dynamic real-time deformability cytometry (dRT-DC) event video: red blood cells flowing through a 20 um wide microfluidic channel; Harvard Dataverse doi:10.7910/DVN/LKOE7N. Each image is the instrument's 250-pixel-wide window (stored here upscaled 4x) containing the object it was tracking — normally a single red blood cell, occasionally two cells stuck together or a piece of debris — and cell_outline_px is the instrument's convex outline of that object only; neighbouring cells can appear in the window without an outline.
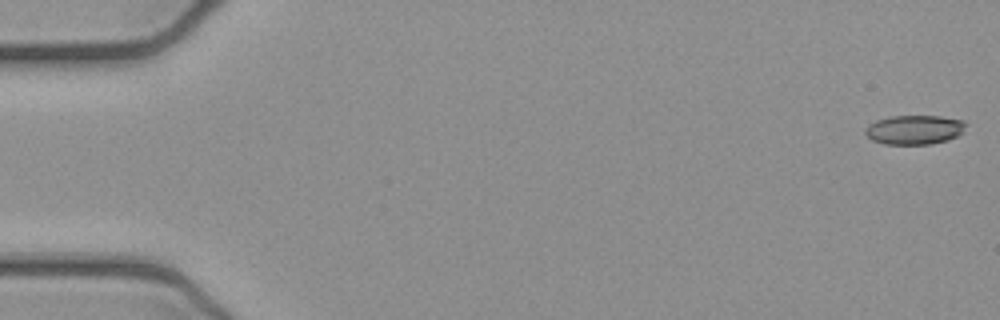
{"species": "common noctule bat (a hibernating species)", "species_latin": "Nyctalus noctula", "temperature_condition": "cold", "stored_images_in_passage": 52, "camera_frame_rate_fps": 3000, "um_per_image_px": 0.085, "animal": {"sex": "female", "body_mass_g": 21.9}, "frame": {"image": 1, "passage_image": 1, "time_ms": 0.0, "image_size_px": [1000, 320], "cell_outline_px": [[968, 124], [964, 132], [948, 140], [932, 144], [884, 144], [872, 140], [864, 132], [864, 128], [868, 124], [876, 120], [888, 116], [940, 116], [964, 120]], "centroid_in_image_um": [77.74, 11.02], "position_along_channel_um": 7.3, "area_um2": 17.46}}
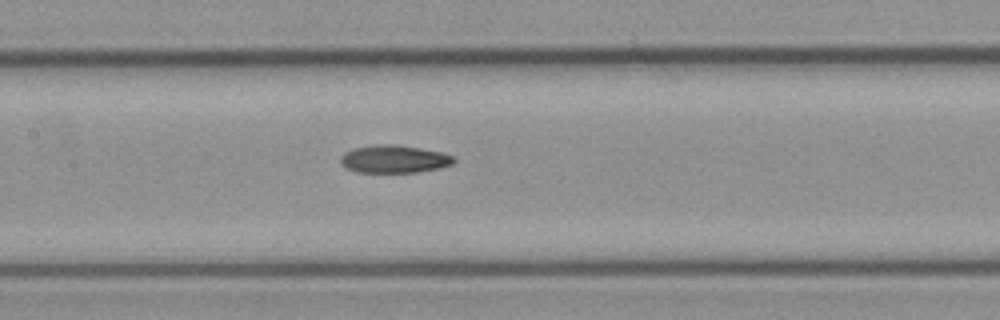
{"frame": {"image": 2, "passage_image": 25, "time_ms": 8.0, "image_size_px": [1000, 320], "cell_outline_px": [[456, 160], [452, 164], [440, 168], [416, 172], [356, 172], [340, 164], [340, 156], [344, 152], [352, 148], [380, 144], [392, 144], [420, 148], [444, 152], [456, 156]], "centroid_in_image_um": [33.52, 13.51], "position_along_channel_um": 173.9, "area_um2": 18.5}}
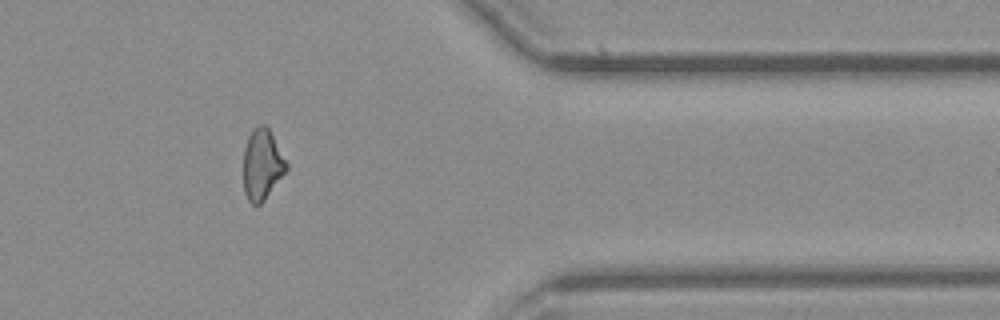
{"frame": {"image": 3, "passage_image": 43, "time_ms": 14.0, "image_size_px": [1000, 320], "cell_outline_px": [[288, 168], [264, 200], [260, 204], [252, 204], [248, 200], [244, 192], [244, 148], [248, 136], [252, 128], [260, 124], [264, 124], [268, 128], [288, 164]], "centroid_in_image_um": [22.26, 13.97], "position_along_channel_um": 389.1, "area_um2": 17.51}, "authors_computed_cell_mechanics": {"area_um2": 18.2648, "velocity_mm_per_s": 3.9137, "shape_relaxation_time_tau1_ms": null, "shape_relaxation_time_tau2_ms": 6.7568, "deformation_change_tau1": null, "deformation_change_tau2": 0.1628}}